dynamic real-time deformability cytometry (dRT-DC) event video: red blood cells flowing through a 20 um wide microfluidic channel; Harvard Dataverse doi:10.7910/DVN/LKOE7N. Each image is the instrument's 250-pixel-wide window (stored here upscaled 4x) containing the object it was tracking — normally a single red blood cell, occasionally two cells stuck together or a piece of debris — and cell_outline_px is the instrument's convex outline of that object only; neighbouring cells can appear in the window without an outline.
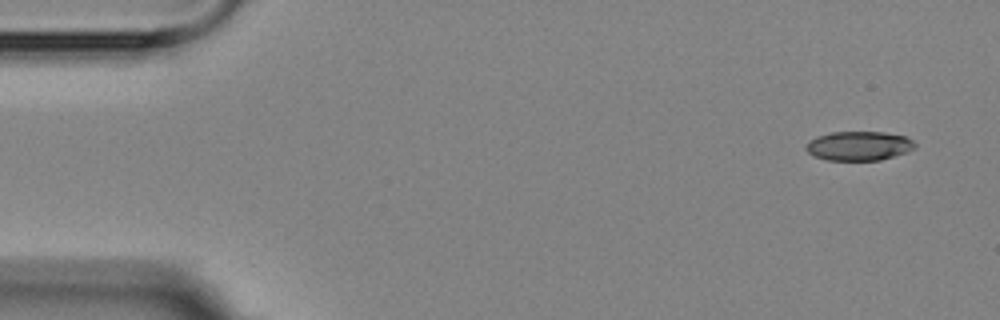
{"species": "Egyptian fruit bat (a non-hibernating species)", "species_latin": "Rousettus aegyptiacus", "temperature_condition": "room temperature", "stored_images_in_passage": 4, "camera_frame_rate_fps": 3000, "um_per_image_px": 0.085, "animal": {"sex": "female"}, "frame": {"image": 1, "passage_image": 1, "time_ms": 0.0, "image_size_px": [1000, 320], "cell_outline_px": [[916, 148], [908, 152], [880, 160], [828, 160], [812, 156], [804, 148], [804, 144], [808, 140], [816, 136], [832, 132], [884, 132], [908, 136], [916, 144]], "centroid_in_image_um": [72.99, 12.39], "position_along_channel_um": 12.0, "area_um2": 18.9}}